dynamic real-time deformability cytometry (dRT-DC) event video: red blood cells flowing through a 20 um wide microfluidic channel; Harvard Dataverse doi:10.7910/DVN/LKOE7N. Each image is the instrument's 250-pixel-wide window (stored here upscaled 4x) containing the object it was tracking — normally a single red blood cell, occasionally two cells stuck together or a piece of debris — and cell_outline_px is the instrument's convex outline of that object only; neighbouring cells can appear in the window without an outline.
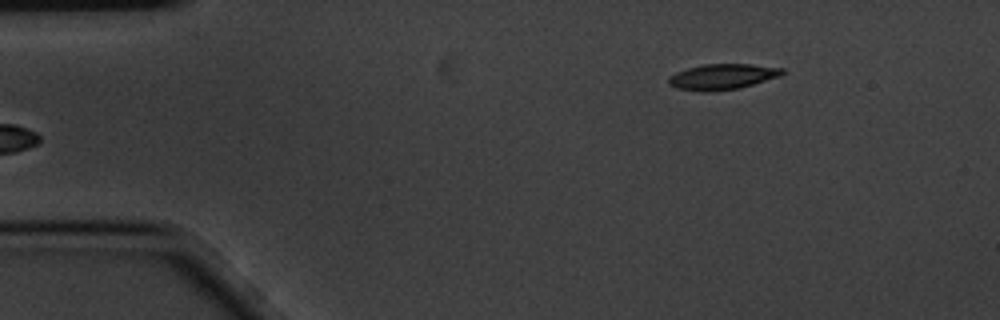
{"species": "common noctule bat (a hibernating species)", "species_latin": "Nyctalus noctula", "temperature_condition": "cold", "stored_images_in_passage": 5, "camera_frame_rate_fps": 3000, "um_per_image_px": 0.085, "animal": {"sex": "male", "body_mass_g": 20.1, "forearm_length_mm": 53.5}, "frame": {"image": 1, "passage_image": 5, "time_ms": 1.333, "image_size_px": [1000, 320], "cell_outline_px": [[784, 72], [780, 76], [740, 88], [704, 92], [676, 88], [668, 84], [668, 76], [676, 72], [688, 68], [704, 64], [752, 64], [784, 68]], "centroid_in_image_um": [61.39, 6.52], "position_along_channel_um": 23.6, "area_um2": 16.99}}